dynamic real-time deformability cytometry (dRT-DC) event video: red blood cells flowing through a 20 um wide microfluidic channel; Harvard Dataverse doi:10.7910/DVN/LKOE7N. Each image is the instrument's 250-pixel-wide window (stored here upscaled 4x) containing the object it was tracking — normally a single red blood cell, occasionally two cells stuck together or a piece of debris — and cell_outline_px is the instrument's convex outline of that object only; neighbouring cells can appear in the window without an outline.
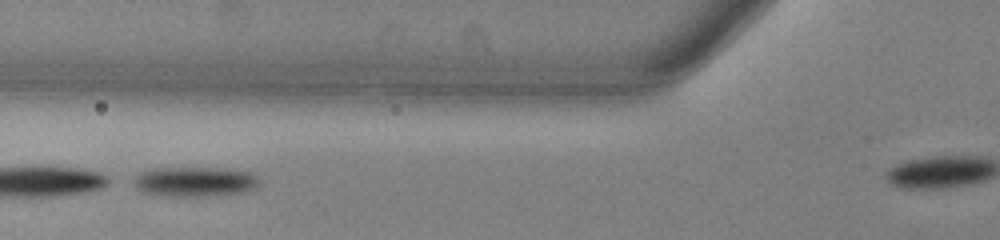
{"species": "common noctule bat (a hibernating species)", "species_latin": "Nyctalus noctula", "temperature_condition": "warm", "stored_images_in_passage": 29, "camera_frame_rate_fps": 3000, "um_per_image_px": 0.085, "animal": {"sex": "male", "body_mass_g": 13.0, "forearm_length_mm": 53.1}, "frame": {"image": 1, "passage_image": 5, "time_ms": 1.333, "image_size_px": [1000, 240], "cell_outline_px": [[260, 184], [256, 188], [240, 192], [204, 196], [160, 196], [144, 192], [136, 188], [136, 176], [140, 172], [152, 168], [224, 168], [252, 172], [260, 180]], "centroid_in_image_um": [16.59, 15.43], "position_along_channel_um": 109.2, "area_um2": 21.79}}
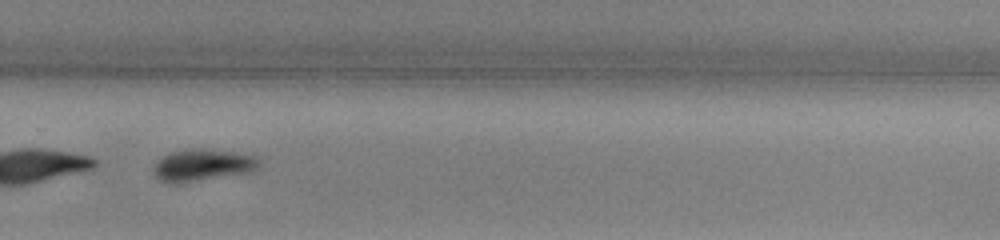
{"frame": {"image": 2, "passage_image": 21, "time_ms": 6.667, "image_size_px": [1000, 240], "cell_outline_px": [[260, 164], [252, 172], [180, 184], [168, 184], [160, 180], [152, 172], [152, 168], [156, 160], [168, 152], [232, 152], [256, 156], [260, 160]], "centroid_in_image_um": [17.17, 14.12], "position_along_channel_um": 312.6, "area_um2": 19.13}}